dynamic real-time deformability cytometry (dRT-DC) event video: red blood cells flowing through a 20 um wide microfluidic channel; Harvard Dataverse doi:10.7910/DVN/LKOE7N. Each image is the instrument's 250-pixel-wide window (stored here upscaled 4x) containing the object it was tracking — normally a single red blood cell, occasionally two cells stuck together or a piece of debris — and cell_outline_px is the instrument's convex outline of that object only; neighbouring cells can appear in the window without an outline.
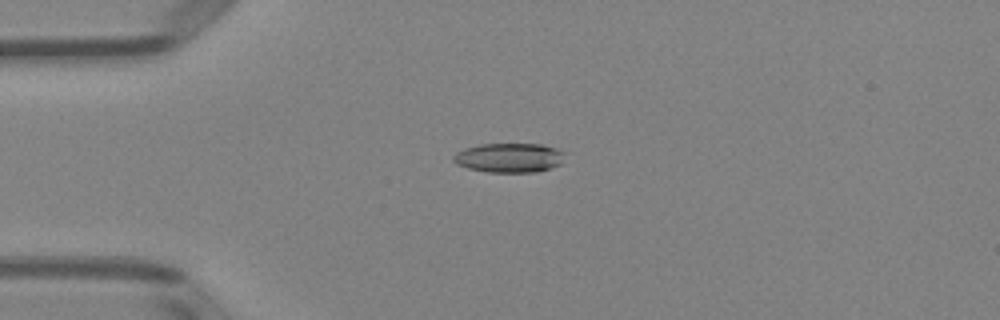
{"species": "Egyptian fruit bat (a non-hibernating species)", "species_latin": "Rousettus aegyptiacus", "temperature_condition": "room temperature", "stored_images_in_passage": 42, "segment_of_instrument_passage": [1, 2], "camera_frame_rate_fps": 3000, "um_per_image_px": 0.085, "animal": {"sex": "female"}, "frame": {"image": 1, "passage_image": 13, "time_ms": 4.0, "image_size_px": [1000, 320], "cell_outline_px": [[564, 152], [560, 164], [536, 172], [488, 172], [468, 168], [456, 164], [452, 160], [452, 156], [456, 152], [464, 148], [480, 144], [544, 144], [556, 148]], "centroid_in_image_um": [43.24, 13.4], "position_along_channel_um": 41.8, "area_um2": 19.07}}
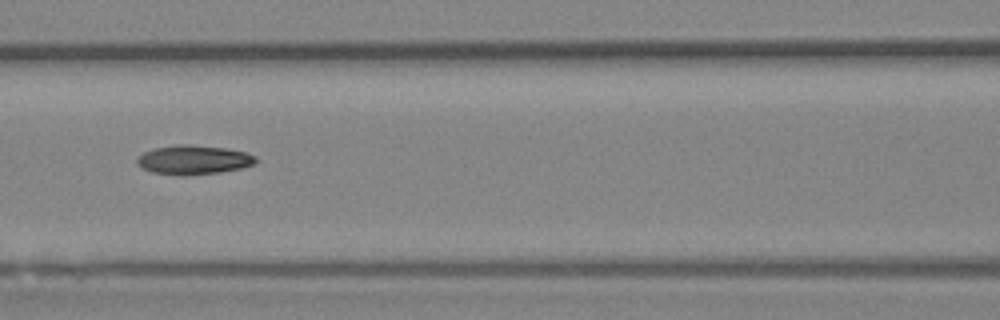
{"frame": {"image": 2, "passage_image": 23, "time_ms": 7.333, "image_size_px": [1000, 320], "cell_outline_px": [[256, 164], [244, 168], [220, 172], [184, 176], [180, 176], [152, 172], [144, 168], [136, 160], [144, 152], [152, 148], [180, 144], [188, 144], [228, 148], [248, 152], [256, 156]], "centroid_in_image_um": [16.52, 13.58], "position_along_channel_um": 150.1, "area_um2": 20.4}}
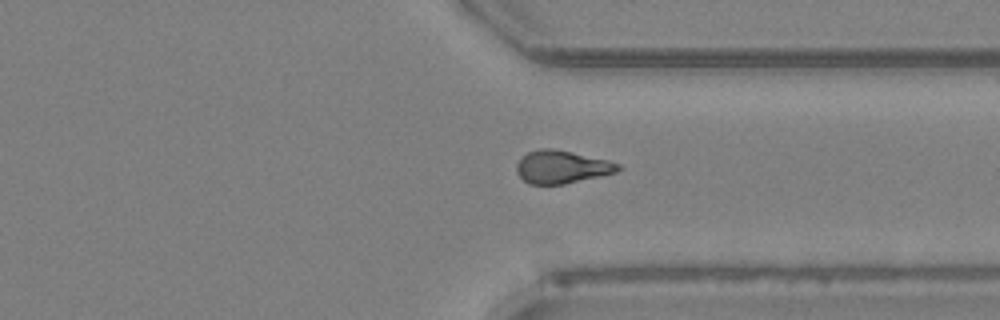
{"frame": {"image": 3, "passage_image": 39, "time_ms": 12.667, "image_size_px": [1000, 320], "cell_outline_px": [[624, 168], [616, 172], [600, 176], [564, 184], [528, 184], [516, 172], [516, 164], [528, 152], [540, 148], [552, 148], [572, 152], [608, 160], [620, 164]], "centroid_in_image_um": [47.77, 14.19], "position_along_channel_um": 363.6, "area_um2": 19.42}}